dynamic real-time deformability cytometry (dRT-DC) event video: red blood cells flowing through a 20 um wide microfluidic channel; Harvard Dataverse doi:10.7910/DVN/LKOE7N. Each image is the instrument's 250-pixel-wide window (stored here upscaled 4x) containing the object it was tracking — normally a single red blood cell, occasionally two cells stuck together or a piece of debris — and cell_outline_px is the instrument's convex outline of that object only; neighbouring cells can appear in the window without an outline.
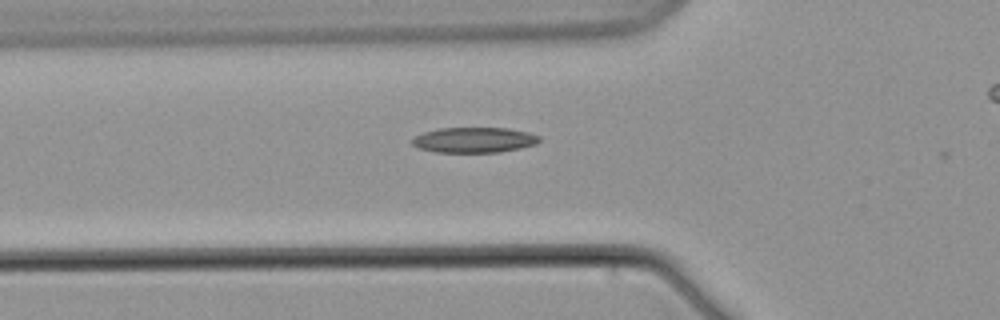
{"species": "common noctule bat (a hibernating species)", "species_latin": "Nyctalus noctula", "temperature_condition": "warm", "stored_images_in_passage": 4, "segment_of_instrument_passage": [1, 2], "camera_frame_rate_fps": 3000, "um_per_image_px": 0.085, "animal": {"sex": "male", "body_mass_g": 21.5, "forearm_length_mm": 52.0}, "frame": {"image": 1, "passage_image": 3, "time_ms": 2.333, "image_size_px": [1000, 320], "cell_outline_px": [[540, 140], [536, 144], [520, 148], [496, 152], [436, 152], [420, 148], [412, 144], [412, 140], [416, 136], [424, 132], [440, 128], [508, 128], [528, 132], [540, 136]], "centroid_in_image_um": [40.32, 11.89], "position_along_channel_um": 85.5, "area_um2": 18.61}}